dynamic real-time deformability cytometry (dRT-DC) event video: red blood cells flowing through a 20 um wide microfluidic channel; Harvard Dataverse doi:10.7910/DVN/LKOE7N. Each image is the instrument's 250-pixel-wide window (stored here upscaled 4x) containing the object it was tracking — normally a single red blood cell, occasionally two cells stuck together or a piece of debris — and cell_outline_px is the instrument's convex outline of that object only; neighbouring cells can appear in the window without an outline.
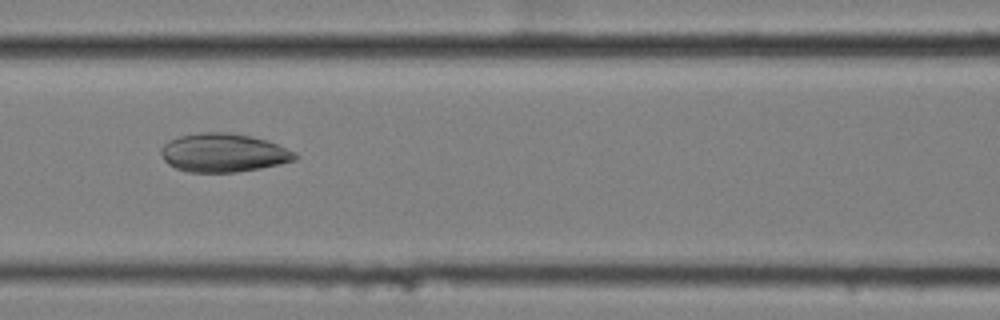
{"species": "common noctule bat (a hibernating species)", "species_latin": "Nyctalus noctula", "temperature_condition": "cold", "stored_images_in_passage": 10, "camera_frame_rate_fps": 3000, "um_per_image_px": 0.085, "animal": {"sex": "female", "body_mass_g": 25.1}, "frame": {"image": 1, "passage_image": 7, "time_ms": 2.0, "image_size_px": [1000, 320], "cell_outline_px": [[300, 156], [296, 160], [280, 164], [260, 168], [236, 172], [188, 172], [176, 168], [168, 164], [164, 160], [160, 152], [160, 148], [168, 140], [180, 136], [200, 132], [228, 132], [252, 136], [276, 144], [296, 152]], "centroid_in_image_um": [18.99, 12.98], "position_along_channel_um": 147.6, "area_um2": 30.23}}
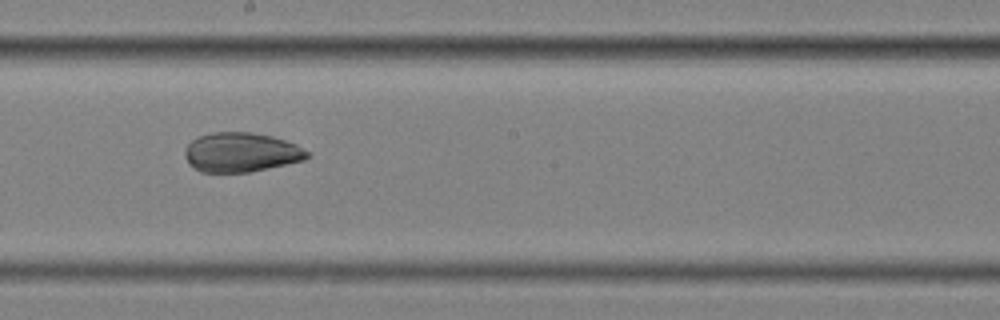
{"frame": {"image": 2, "passage_image": 9, "time_ms": 2.667, "image_size_px": [1000, 320], "cell_outline_px": [[312, 156], [304, 160], [248, 172], [200, 172], [188, 164], [184, 156], [184, 152], [188, 144], [196, 136], [212, 132], [252, 132], [272, 136], [296, 144], [308, 152]], "centroid_in_image_um": [20.46, 12.94], "position_along_channel_um": 227.7, "area_um2": 28.21}}
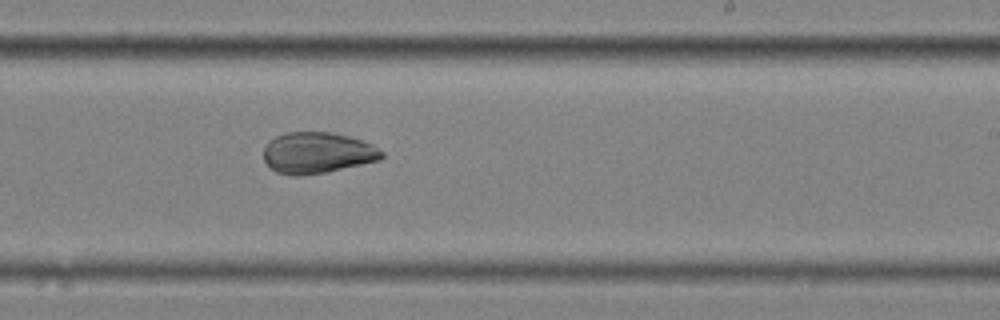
{"frame": {"image": 3, "passage_image": 10, "time_ms": 3.0, "image_size_px": [1000, 320], "cell_outline_px": [[384, 156], [380, 160], [324, 172], [300, 176], [288, 176], [276, 172], [264, 160], [264, 148], [268, 140], [276, 136], [288, 132], [332, 132], [348, 136], [372, 144], [384, 152]], "centroid_in_image_um": [26.96, 12.99], "position_along_channel_um": 262.0, "area_um2": 28.32}}